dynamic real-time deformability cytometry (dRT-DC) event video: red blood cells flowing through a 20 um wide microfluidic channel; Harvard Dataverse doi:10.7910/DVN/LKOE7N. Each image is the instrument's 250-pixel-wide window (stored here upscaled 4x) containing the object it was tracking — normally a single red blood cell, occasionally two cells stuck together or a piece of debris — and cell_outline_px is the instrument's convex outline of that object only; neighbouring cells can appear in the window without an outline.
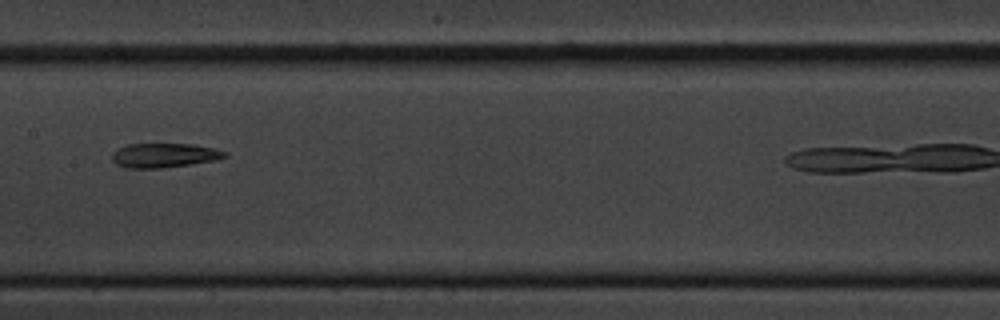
{"species": "common noctule bat (a hibernating species)", "species_latin": "Nyctalus noctula", "temperature_condition": "cold", "stored_images_in_passage": 6, "camera_frame_rate_fps": 3000, "um_per_image_px": 0.085, "animal": {"sex": "male", "body_mass_g": 20.1, "forearm_length_mm": 53.5}, "frame": {"image": 1, "passage_image": 5, "time_ms": 5.333, "image_size_px": [1000, 320], "cell_outline_px": [[228, 156], [216, 160], [192, 164], [160, 168], [124, 168], [116, 164], [112, 160], [112, 152], [128, 144], [192, 144], [212, 148], [228, 152]], "centroid_in_image_um": [13.96, 13.21], "position_along_channel_um": 193.4, "area_um2": 16.01}}